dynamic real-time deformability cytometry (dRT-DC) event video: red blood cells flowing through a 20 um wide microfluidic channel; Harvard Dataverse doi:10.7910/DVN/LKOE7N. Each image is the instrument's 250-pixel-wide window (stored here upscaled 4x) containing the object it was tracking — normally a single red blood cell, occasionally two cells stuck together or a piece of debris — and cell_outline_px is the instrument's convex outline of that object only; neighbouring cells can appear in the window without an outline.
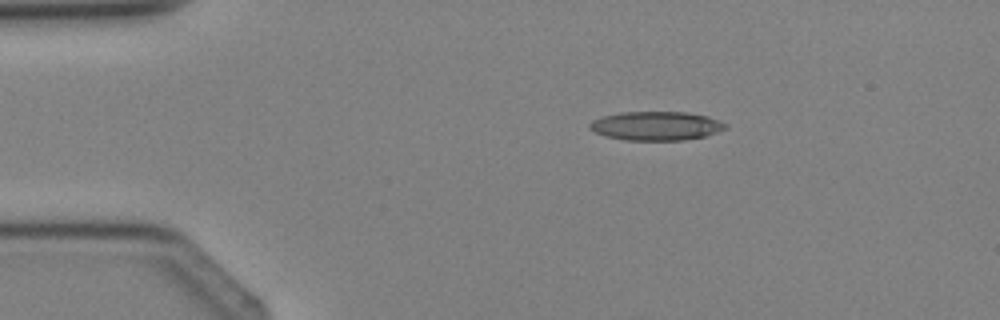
{"species": "Egyptian fruit bat (a non-hibernating species)", "species_latin": "Rousettus aegyptiacus", "temperature_condition": "cold", "stored_images_in_passage": 3, "camera_frame_rate_fps": 3000, "um_per_image_px": 0.085, "animal": {"sex": "female"}, "frame": {"image": 1, "passage_image": 2, "time_ms": 1.333, "image_size_px": [1000, 320], "cell_outline_px": [[728, 128], [704, 136], [684, 140], [624, 140], [604, 136], [588, 128], [588, 124], [592, 120], [604, 116], [620, 112], [684, 112], [708, 116], [728, 124]], "centroid_in_image_um": [55.76, 10.7], "position_along_channel_um": 29.2, "area_um2": 22.89}}